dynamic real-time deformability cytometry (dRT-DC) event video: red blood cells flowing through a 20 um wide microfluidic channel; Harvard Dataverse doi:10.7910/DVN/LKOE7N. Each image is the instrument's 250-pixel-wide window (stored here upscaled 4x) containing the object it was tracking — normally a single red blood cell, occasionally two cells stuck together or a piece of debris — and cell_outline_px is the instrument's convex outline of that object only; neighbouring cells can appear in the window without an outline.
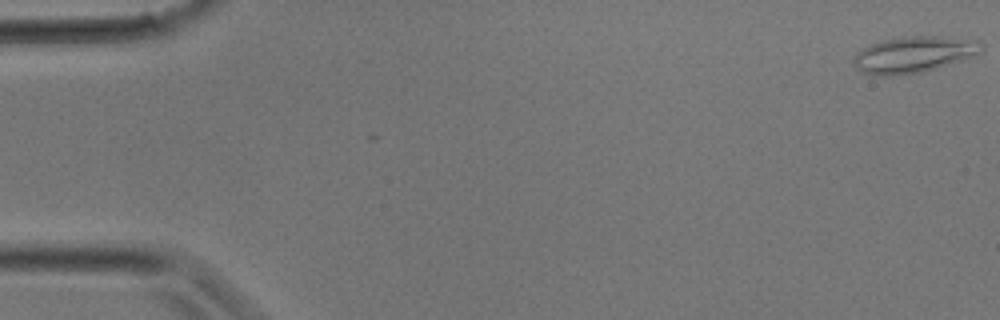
{"species": "common noctule bat (a hibernating species)", "species_latin": "Nyctalus noctula", "temperature_condition": "room temperature", "stored_images_in_passage": 31, "camera_frame_rate_fps": 3000, "um_per_image_px": 0.085, "animal": {"sex": "male", "body_mass_g": 17.9}, "frame": {"image": 1, "passage_image": 1, "time_ms": 0.0, "image_size_px": [1000, 320], "cell_outline_px": [[984, 48], [976, 56], [920, 72], [892, 76], [876, 76], [860, 72], [856, 68], [852, 60], [856, 52], [872, 44], [884, 40], [904, 36], [940, 36], [976, 40], [984, 44]], "centroid_in_image_um": [77.66, 4.64], "position_along_channel_um": 7.3, "area_um2": 27.11}}
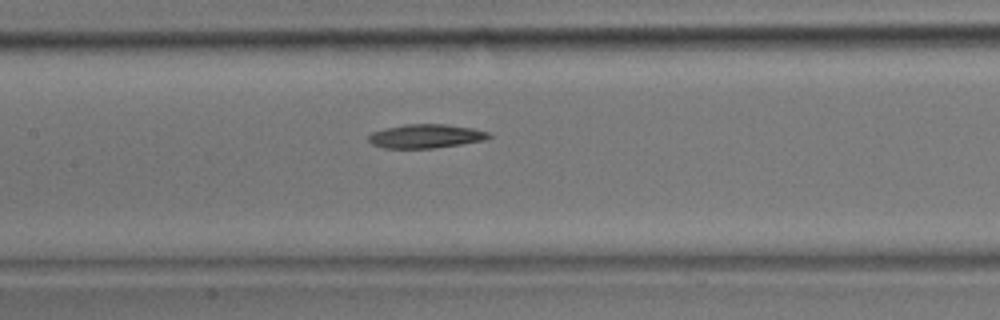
{"frame": {"image": 2, "passage_image": 15, "time_ms": 4.667, "image_size_px": [1000, 320], "cell_outline_px": [[492, 136], [484, 140], [436, 148], [380, 148], [372, 144], [368, 140], [368, 136], [372, 132], [384, 128], [404, 124], [444, 124], [472, 128], [488, 132]], "centroid_in_image_um": [36.15, 11.57], "position_along_channel_um": 171.3, "area_um2": 16.76}}
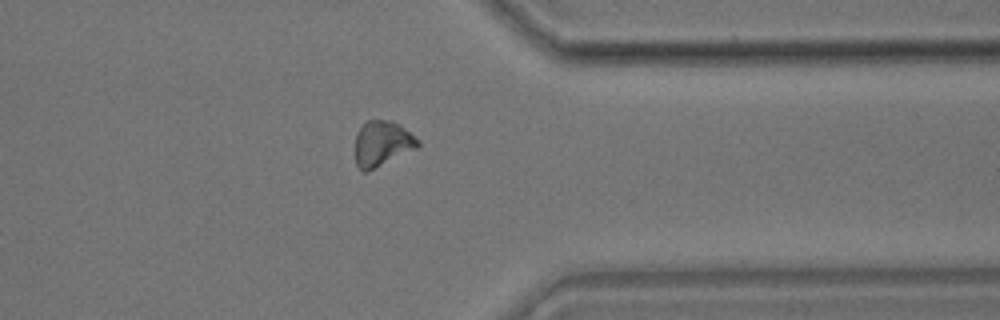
{"frame": {"image": 3, "passage_image": 25, "time_ms": 8.0, "image_size_px": [1000, 320], "cell_outline_px": [[420, 144], [416, 148], [368, 172], [364, 172], [356, 164], [356, 132], [368, 120], [392, 120], [400, 124], [420, 140]], "centroid_in_image_um": [32.5, 12.19], "position_along_channel_um": 378.9, "area_um2": 16.53}}